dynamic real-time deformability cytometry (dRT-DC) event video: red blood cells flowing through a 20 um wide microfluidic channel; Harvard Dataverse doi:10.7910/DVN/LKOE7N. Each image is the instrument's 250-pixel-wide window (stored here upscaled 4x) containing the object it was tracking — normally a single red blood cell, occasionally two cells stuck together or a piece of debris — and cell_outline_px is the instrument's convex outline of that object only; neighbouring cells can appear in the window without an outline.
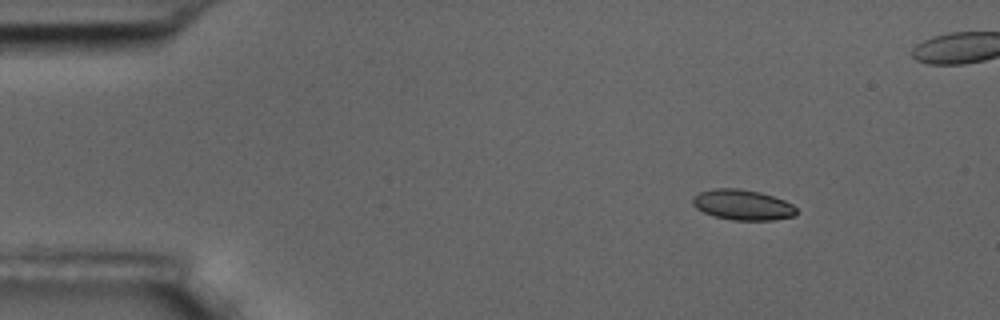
{"species": "common noctule bat (a hibernating species)", "species_latin": "Nyctalus noctula", "temperature_condition": "room temperature", "stored_images_in_passage": 7, "camera_frame_rate_fps": 3000, "um_per_image_px": 0.085, "animal": {"sex": "male", "body_mass_g": 17.5, "forearm_length_mm": 52.3}, "frame": {"image": 1, "passage_image": 2, "time_ms": 2.0, "image_size_px": [1000, 320], "cell_outline_px": [[796, 216], [776, 220], [732, 220], [716, 216], [704, 212], [696, 208], [692, 204], [692, 196], [700, 192], [712, 188], [736, 188], [760, 192], [784, 200], [792, 204], [796, 208]], "centroid_in_image_um": [63.12, 17.41], "position_along_channel_um": 21.9, "area_um2": 18.44}}